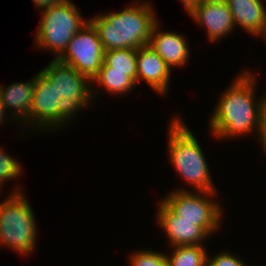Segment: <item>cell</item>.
Instances as JSON below:
<instances>
[{
    "mask_svg": "<svg viewBox=\"0 0 266 266\" xmlns=\"http://www.w3.org/2000/svg\"><path fill=\"white\" fill-rule=\"evenodd\" d=\"M61 99L47 78L40 71L36 72L30 115L20 125V132L28 130V135L32 129L31 133L36 135L37 131L38 133L58 131V104Z\"/></svg>",
    "mask_w": 266,
    "mask_h": 266,
    "instance_id": "obj_9",
    "label": "cell"
},
{
    "mask_svg": "<svg viewBox=\"0 0 266 266\" xmlns=\"http://www.w3.org/2000/svg\"><path fill=\"white\" fill-rule=\"evenodd\" d=\"M245 261L231 251L221 250L213 256H210L209 251L207 253V266H249Z\"/></svg>",
    "mask_w": 266,
    "mask_h": 266,
    "instance_id": "obj_21",
    "label": "cell"
},
{
    "mask_svg": "<svg viewBox=\"0 0 266 266\" xmlns=\"http://www.w3.org/2000/svg\"><path fill=\"white\" fill-rule=\"evenodd\" d=\"M185 34L162 30L160 21L154 26L149 45L166 62L173 71L174 68H185L191 57L190 45Z\"/></svg>",
    "mask_w": 266,
    "mask_h": 266,
    "instance_id": "obj_13",
    "label": "cell"
},
{
    "mask_svg": "<svg viewBox=\"0 0 266 266\" xmlns=\"http://www.w3.org/2000/svg\"><path fill=\"white\" fill-rule=\"evenodd\" d=\"M138 1V2H137ZM150 0H133L119 11L101 12L89 18L104 52L138 49L148 45L154 26L160 21Z\"/></svg>",
    "mask_w": 266,
    "mask_h": 266,
    "instance_id": "obj_2",
    "label": "cell"
},
{
    "mask_svg": "<svg viewBox=\"0 0 266 266\" xmlns=\"http://www.w3.org/2000/svg\"><path fill=\"white\" fill-rule=\"evenodd\" d=\"M40 72L62 98L58 104V131L70 126L82 110L94 107L92 81L71 65L53 58Z\"/></svg>",
    "mask_w": 266,
    "mask_h": 266,
    "instance_id": "obj_5",
    "label": "cell"
},
{
    "mask_svg": "<svg viewBox=\"0 0 266 266\" xmlns=\"http://www.w3.org/2000/svg\"><path fill=\"white\" fill-rule=\"evenodd\" d=\"M32 1L34 3L35 9H37L40 12L50 8L52 5L61 4L63 2H66L67 0H32Z\"/></svg>",
    "mask_w": 266,
    "mask_h": 266,
    "instance_id": "obj_22",
    "label": "cell"
},
{
    "mask_svg": "<svg viewBox=\"0 0 266 266\" xmlns=\"http://www.w3.org/2000/svg\"><path fill=\"white\" fill-rule=\"evenodd\" d=\"M182 115L172 114L167 131V155L171 168L191 191H219L197 136ZM190 128V129H189ZM217 189V190H216Z\"/></svg>",
    "mask_w": 266,
    "mask_h": 266,
    "instance_id": "obj_3",
    "label": "cell"
},
{
    "mask_svg": "<svg viewBox=\"0 0 266 266\" xmlns=\"http://www.w3.org/2000/svg\"><path fill=\"white\" fill-rule=\"evenodd\" d=\"M58 60L71 65L91 81L98 75L104 63V50L90 22L71 38Z\"/></svg>",
    "mask_w": 266,
    "mask_h": 266,
    "instance_id": "obj_8",
    "label": "cell"
},
{
    "mask_svg": "<svg viewBox=\"0 0 266 266\" xmlns=\"http://www.w3.org/2000/svg\"><path fill=\"white\" fill-rule=\"evenodd\" d=\"M265 40V41H264ZM262 41H264L265 42V44H266V35H265V37L263 38V40Z\"/></svg>",
    "mask_w": 266,
    "mask_h": 266,
    "instance_id": "obj_27",
    "label": "cell"
},
{
    "mask_svg": "<svg viewBox=\"0 0 266 266\" xmlns=\"http://www.w3.org/2000/svg\"><path fill=\"white\" fill-rule=\"evenodd\" d=\"M240 72L230 86L218 94L208 120V130L218 141L254 134L252 136L259 142L266 119V89L258 97V72L250 71L249 67Z\"/></svg>",
    "mask_w": 266,
    "mask_h": 266,
    "instance_id": "obj_1",
    "label": "cell"
},
{
    "mask_svg": "<svg viewBox=\"0 0 266 266\" xmlns=\"http://www.w3.org/2000/svg\"><path fill=\"white\" fill-rule=\"evenodd\" d=\"M12 121L13 120L6 113V111H5V109H4L3 105H2V100H1V97H0V126H2L3 124H8L9 125L10 123H8V122H12Z\"/></svg>",
    "mask_w": 266,
    "mask_h": 266,
    "instance_id": "obj_24",
    "label": "cell"
},
{
    "mask_svg": "<svg viewBox=\"0 0 266 266\" xmlns=\"http://www.w3.org/2000/svg\"><path fill=\"white\" fill-rule=\"evenodd\" d=\"M129 266H167L166 252L159 250L136 249L127 258Z\"/></svg>",
    "mask_w": 266,
    "mask_h": 266,
    "instance_id": "obj_20",
    "label": "cell"
},
{
    "mask_svg": "<svg viewBox=\"0 0 266 266\" xmlns=\"http://www.w3.org/2000/svg\"><path fill=\"white\" fill-rule=\"evenodd\" d=\"M263 0H226L232 13L235 29L243 31L254 38L266 35V6Z\"/></svg>",
    "mask_w": 266,
    "mask_h": 266,
    "instance_id": "obj_15",
    "label": "cell"
},
{
    "mask_svg": "<svg viewBox=\"0 0 266 266\" xmlns=\"http://www.w3.org/2000/svg\"><path fill=\"white\" fill-rule=\"evenodd\" d=\"M38 13L41 19L34 38V48L54 53V59L63 54L71 38L89 23V18L81 15L73 0L52 5Z\"/></svg>",
    "mask_w": 266,
    "mask_h": 266,
    "instance_id": "obj_6",
    "label": "cell"
},
{
    "mask_svg": "<svg viewBox=\"0 0 266 266\" xmlns=\"http://www.w3.org/2000/svg\"><path fill=\"white\" fill-rule=\"evenodd\" d=\"M189 17L197 26L205 29L206 38L212 43L229 37L235 30L232 13L226 2L202 0Z\"/></svg>",
    "mask_w": 266,
    "mask_h": 266,
    "instance_id": "obj_11",
    "label": "cell"
},
{
    "mask_svg": "<svg viewBox=\"0 0 266 266\" xmlns=\"http://www.w3.org/2000/svg\"><path fill=\"white\" fill-rule=\"evenodd\" d=\"M257 143H259V146L261 147L260 149H262V152L265 155L266 154V119L264 121V126H263V129H262V134H261V137H260V141L257 142Z\"/></svg>",
    "mask_w": 266,
    "mask_h": 266,
    "instance_id": "obj_25",
    "label": "cell"
},
{
    "mask_svg": "<svg viewBox=\"0 0 266 266\" xmlns=\"http://www.w3.org/2000/svg\"><path fill=\"white\" fill-rule=\"evenodd\" d=\"M7 152L3 146H0V193L6 185H9V181L18 180L24 173L21 163Z\"/></svg>",
    "mask_w": 266,
    "mask_h": 266,
    "instance_id": "obj_19",
    "label": "cell"
},
{
    "mask_svg": "<svg viewBox=\"0 0 266 266\" xmlns=\"http://www.w3.org/2000/svg\"><path fill=\"white\" fill-rule=\"evenodd\" d=\"M203 1H219V2H226V0H203Z\"/></svg>",
    "mask_w": 266,
    "mask_h": 266,
    "instance_id": "obj_26",
    "label": "cell"
},
{
    "mask_svg": "<svg viewBox=\"0 0 266 266\" xmlns=\"http://www.w3.org/2000/svg\"><path fill=\"white\" fill-rule=\"evenodd\" d=\"M104 63L110 71H128L137 85V49H114L104 52Z\"/></svg>",
    "mask_w": 266,
    "mask_h": 266,
    "instance_id": "obj_18",
    "label": "cell"
},
{
    "mask_svg": "<svg viewBox=\"0 0 266 266\" xmlns=\"http://www.w3.org/2000/svg\"><path fill=\"white\" fill-rule=\"evenodd\" d=\"M206 245L176 246L166 253L167 266H207Z\"/></svg>",
    "mask_w": 266,
    "mask_h": 266,
    "instance_id": "obj_17",
    "label": "cell"
},
{
    "mask_svg": "<svg viewBox=\"0 0 266 266\" xmlns=\"http://www.w3.org/2000/svg\"><path fill=\"white\" fill-rule=\"evenodd\" d=\"M92 85H95L92 87L94 101L99 95H102L100 90H104L103 92L109 94V96L111 95V97L114 95L115 97L120 95L123 97L128 94L131 95L132 90L137 87L136 82L128 75V71H110V67L105 63L101 66L98 75L92 80ZM99 87H102V89H99Z\"/></svg>",
    "mask_w": 266,
    "mask_h": 266,
    "instance_id": "obj_16",
    "label": "cell"
},
{
    "mask_svg": "<svg viewBox=\"0 0 266 266\" xmlns=\"http://www.w3.org/2000/svg\"><path fill=\"white\" fill-rule=\"evenodd\" d=\"M184 8V10L187 12V15H189L199 4L202 0H179Z\"/></svg>",
    "mask_w": 266,
    "mask_h": 266,
    "instance_id": "obj_23",
    "label": "cell"
},
{
    "mask_svg": "<svg viewBox=\"0 0 266 266\" xmlns=\"http://www.w3.org/2000/svg\"><path fill=\"white\" fill-rule=\"evenodd\" d=\"M22 187L17 183L0 201V247L27 257L34 255L38 246V228L35 212Z\"/></svg>",
    "mask_w": 266,
    "mask_h": 266,
    "instance_id": "obj_4",
    "label": "cell"
},
{
    "mask_svg": "<svg viewBox=\"0 0 266 266\" xmlns=\"http://www.w3.org/2000/svg\"><path fill=\"white\" fill-rule=\"evenodd\" d=\"M172 70L158 53L145 45L137 49V86L144 81L156 94L168 96Z\"/></svg>",
    "mask_w": 266,
    "mask_h": 266,
    "instance_id": "obj_12",
    "label": "cell"
},
{
    "mask_svg": "<svg viewBox=\"0 0 266 266\" xmlns=\"http://www.w3.org/2000/svg\"><path fill=\"white\" fill-rule=\"evenodd\" d=\"M170 191L161 200L180 219L197 221V226H200L210 237L221 231V223L226 218L222 203L217 198L218 191H191L184 185Z\"/></svg>",
    "mask_w": 266,
    "mask_h": 266,
    "instance_id": "obj_7",
    "label": "cell"
},
{
    "mask_svg": "<svg viewBox=\"0 0 266 266\" xmlns=\"http://www.w3.org/2000/svg\"><path fill=\"white\" fill-rule=\"evenodd\" d=\"M34 85L35 75L25 81H14L8 86L0 85L2 105L13 122H17V129L30 115Z\"/></svg>",
    "mask_w": 266,
    "mask_h": 266,
    "instance_id": "obj_14",
    "label": "cell"
},
{
    "mask_svg": "<svg viewBox=\"0 0 266 266\" xmlns=\"http://www.w3.org/2000/svg\"><path fill=\"white\" fill-rule=\"evenodd\" d=\"M155 213L156 225L167 238L169 247L204 245L211 238L197 221L182 220L161 199Z\"/></svg>",
    "mask_w": 266,
    "mask_h": 266,
    "instance_id": "obj_10",
    "label": "cell"
}]
</instances>
